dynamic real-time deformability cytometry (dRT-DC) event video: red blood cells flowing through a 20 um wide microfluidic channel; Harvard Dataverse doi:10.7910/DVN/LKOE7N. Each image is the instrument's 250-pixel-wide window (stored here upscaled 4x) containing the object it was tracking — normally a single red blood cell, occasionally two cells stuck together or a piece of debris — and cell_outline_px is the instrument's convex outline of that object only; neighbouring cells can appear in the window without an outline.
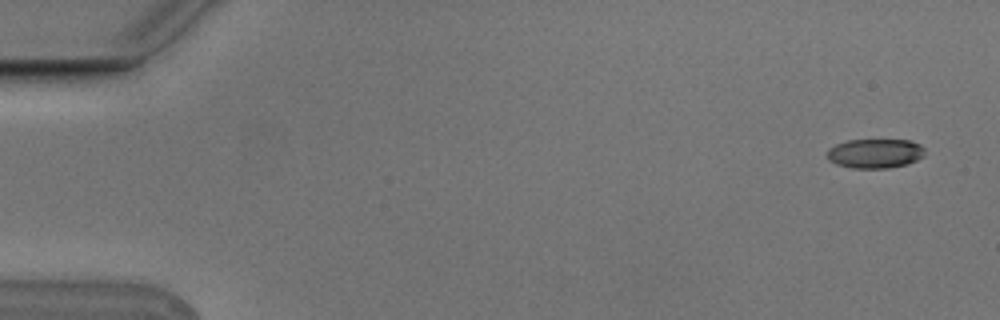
{"species": "Egyptian fruit bat (a non-hibernating species)", "species_latin": "Rousettus aegyptiacus", "temperature_condition": "cold", "stored_images_in_passage": 5, "camera_frame_rate_fps": 3000, "um_per_image_px": 0.085, "animal": {"sex": "male"}, "frame": {"image": 1, "passage_image": 1, "time_ms": 0.0, "image_size_px": [1000, 320], "cell_outline_px": [[924, 156], [908, 164], [888, 168], [852, 168], [836, 164], [828, 160], [828, 148], [836, 144], [848, 140], [912, 140], [920, 144], [924, 148]], "centroid_in_image_um": [74.39, 13.04], "position_along_channel_um": 10.6, "area_um2": 16.82}}
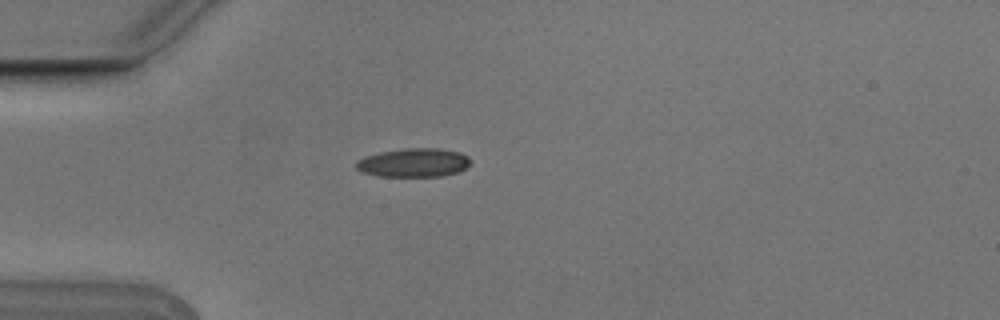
{"frame": {"image": 2, "passage_image": 4, "time_ms": 1.0, "image_size_px": [1000, 320], "cell_outline_px": [[472, 160], [464, 168], [456, 172], [444, 176], [380, 176], [364, 172], [356, 168], [356, 160], [364, 156], [380, 152], [404, 148], [436, 148], [460, 152], [468, 156]], "centroid_in_image_um": [35.15, 13.81], "position_along_channel_um": 49.8, "area_um2": 19.07}}